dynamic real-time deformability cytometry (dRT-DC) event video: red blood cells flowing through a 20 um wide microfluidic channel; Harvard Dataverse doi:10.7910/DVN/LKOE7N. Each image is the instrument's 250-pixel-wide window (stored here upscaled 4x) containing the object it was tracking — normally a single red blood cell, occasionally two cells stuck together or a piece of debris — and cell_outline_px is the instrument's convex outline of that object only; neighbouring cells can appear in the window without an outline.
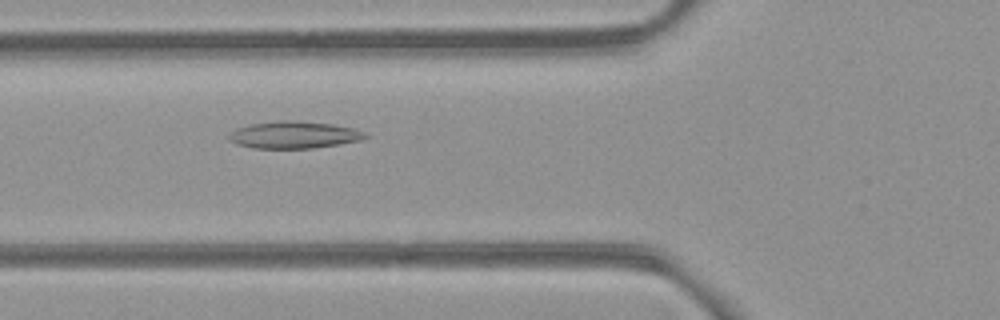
{"species": "common noctule bat (a hibernating species)", "species_latin": "Nyctalus noctula", "temperature_condition": "room temperature", "stored_images_in_passage": 32, "camera_frame_rate_fps": 3000, "um_per_image_px": 0.085, "animal": {"sex": "female", "body_mass_g": 21.9}, "frame": {"image": 1, "passage_image": 20, "time_ms": 6.333, "image_size_px": [1000, 320], "cell_outline_px": [[368, 136], [360, 140], [340, 144], [312, 148], [252, 148], [236, 144], [228, 140], [228, 136], [236, 128], [248, 124], [276, 120], [296, 120], [332, 124], [352, 128], [364, 132]], "centroid_in_image_um": [24.94, 11.45], "position_along_channel_um": 100.9, "area_um2": 21.62}}
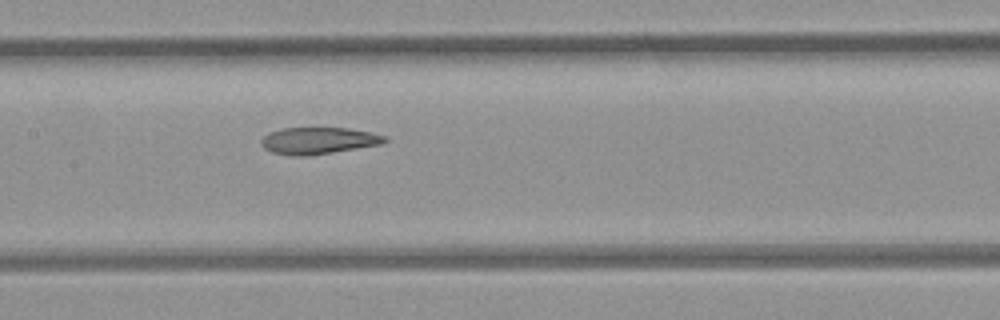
{"frame": {"image": 2, "passage_image": 26, "time_ms": 8.333, "image_size_px": [1000, 320], "cell_outline_px": [[388, 140], [380, 144], [308, 156], [292, 156], [272, 152], [264, 148], [260, 144], [260, 140], [268, 132], [280, 128], [348, 128], [368, 132], [384, 136]], "centroid_in_image_um": [26.98, 11.95], "position_along_channel_um": 180.4, "area_um2": 19.13}}
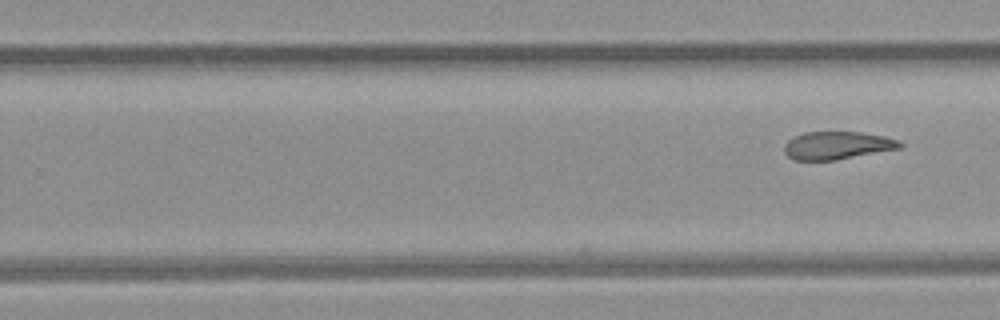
{"frame": {"image": 3, "passage_image": 32, "time_ms": 10.333, "image_size_px": [1000, 320], "cell_outline_px": [[904, 144], [900, 148], [836, 160], [796, 160], [788, 156], [784, 152], [784, 144], [788, 140], [804, 132], [860, 132], [884, 136], [900, 140]], "centroid_in_image_um": [71.17, 12.36], "position_along_channel_um": 258.6, "area_um2": 18.73}}